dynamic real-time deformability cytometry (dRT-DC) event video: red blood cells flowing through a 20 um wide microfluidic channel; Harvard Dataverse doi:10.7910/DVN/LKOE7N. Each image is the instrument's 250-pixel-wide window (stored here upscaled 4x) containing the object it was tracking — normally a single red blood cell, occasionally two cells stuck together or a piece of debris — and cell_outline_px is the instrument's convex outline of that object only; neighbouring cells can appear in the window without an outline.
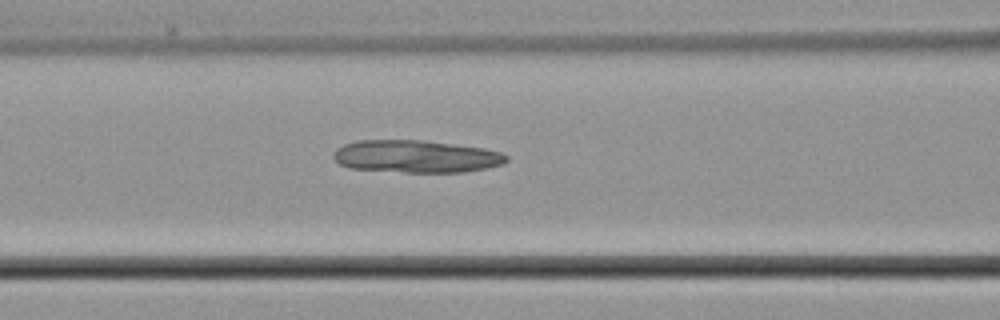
{"species": "common noctule bat (a hibernating species)", "species_latin": "Nyctalus noctula", "temperature_condition": "cold", "stored_images_in_passage": 6, "segment_of_instrument_passage": [2, 3], "camera_frame_rate_fps": 3000, "um_per_image_px": 0.085, "animal": {"sex": "male", "body_mass_g": 21.5, "forearm_length_mm": 52.0}, "frame": {"image": 1, "passage_image": 5, "time_ms": 5.667, "image_size_px": [1000, 320], "cell_outline_px": [[508, 160], [504, 164], [464, 172], [404, 172], [348, 168], [340, 164], [332, 156], [336, 148], [344, 144], [356, 140], [420, 140], [484, 148], [500, 152], [508, 156]], "centroid_in_image_um": [35.34, 13.29], "position_along_channel_um": 131.3, "area_um2": 32.71}}